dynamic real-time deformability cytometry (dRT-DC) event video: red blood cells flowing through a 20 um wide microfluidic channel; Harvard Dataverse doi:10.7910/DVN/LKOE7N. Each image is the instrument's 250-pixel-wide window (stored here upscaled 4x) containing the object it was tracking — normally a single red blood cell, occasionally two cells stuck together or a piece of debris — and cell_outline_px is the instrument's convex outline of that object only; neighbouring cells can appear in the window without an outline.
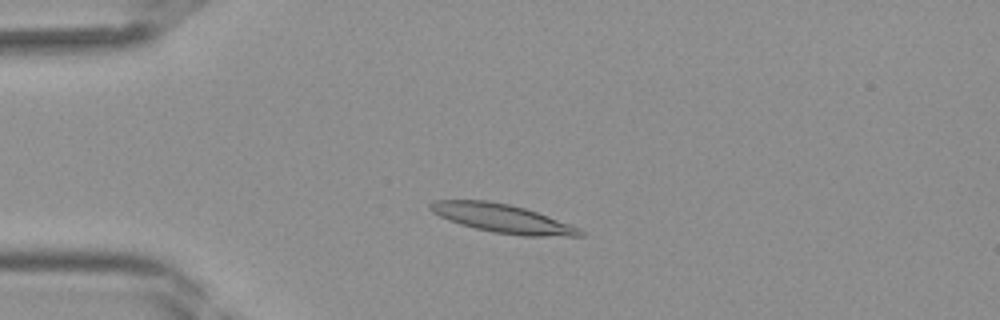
{"species": "Egyptian fruit bat (a non-hibernating species)", "species_latin": "Rousettus aegyptiacus", "temperature_condition": "room temperature", "stored_images_in_passage": 39, "camera_frame_rate_fps": 3000, "um_per_image_px": 0.085, "frame": {"image": 1, "passage_image": 8, "time_ms": 2.333, "image_size_px": [1000, 320], "cell_outline_px": [[584, 236], [524, 236], [492, 232], [460, 224], [448, 220], [432, 212], [428, 208], [428, 204], [436, 200], [488, 200], [508, 204], [524, 208], [536, 212], [580, 228], [584, 232]], "centroid_in_image_um": [42.68, 18.56], "position_along_channel_um": 42.3, "area_um2": 24.8}}
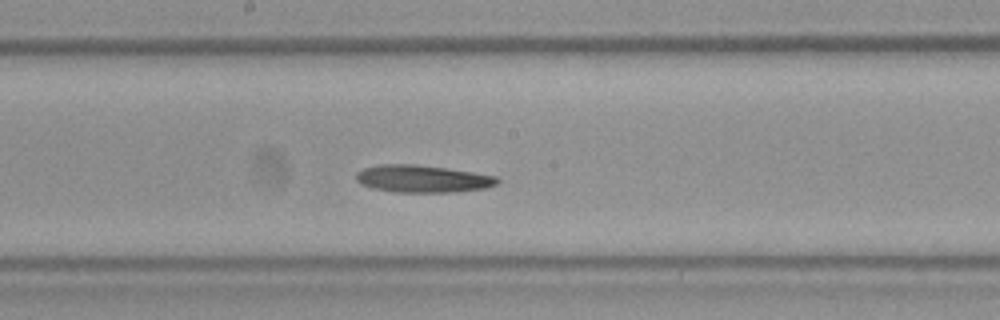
{"frame": {"image": 2, "passage_image": 20, "time_ms": 6.333, "image_size_px": [1000, 320], "cell_outline_px": [[500, 180], [496, 184], [484, 188], [448, 192], [396, 192], [372, 188], [360, 184], [356, 180], [356, 172], [364, 168], [380, 164], [416, 164], [472, 172], [496, 176]], "centroid_in_image_um": [35.86, 15.19], "position_along_channel_um": 212.3, "area_um2": 22.31}}
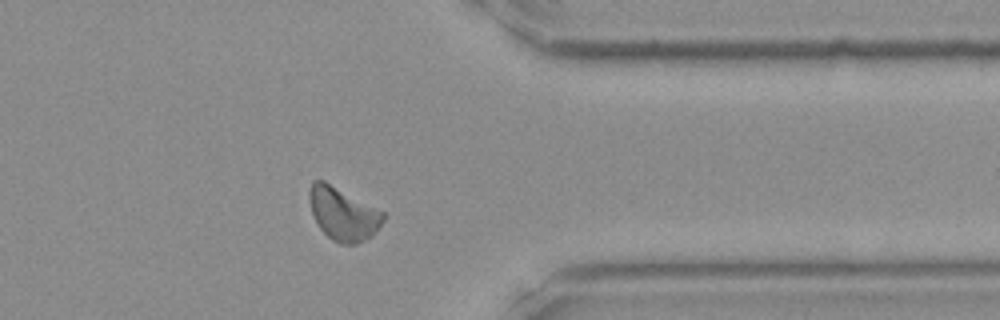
{"frame": {"image": 3, "passage_image": 31, "time_ms": 10.0, "image_size_px": [1000, 320], "cell_outline_px": [[384, 220], [376, 232], [372, 236], [356, 244], [340, 244], [332, 240], [316, 224], [308, 200], [308, 192], [312, 180], [324, 180], [384, 212]], "centroid_in_image_um": [29.14, 18.17], "position_along_channel_um": 382.3, "area_um2": 22.89}}